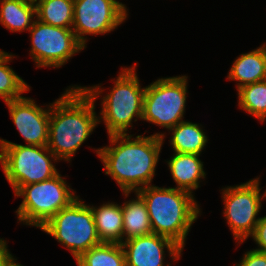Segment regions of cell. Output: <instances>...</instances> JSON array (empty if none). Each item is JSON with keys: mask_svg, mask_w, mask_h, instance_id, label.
Masks as SVG:
<instances>
[{"mask_svg": "<svg viewBox=\"0 0 266 266\" xmlns=\"http://www.w3.org/2000/svg\"><path fill=\"white\" fill-rule=\"evenodd\" d=\"M202 125L188 120L181 121L168 130L169 144L175 153L202 155L208 143V135Z\"/></svg>", "mask_w": 266, "mask_h": 266, "instance_id": "obj_17", "label": "cell"}, {"mask_svg": "<svg viewBox=\"0 0 266 266\" xmlns=\"http://www.w3.org/2000/svg\"><path fill=\"white\" fill-rule=\"evenodd\" d=\"M16 256H13L7 263L5 266H24L22 264H20L19 262H17V258H15Z\"/></svg>", "mask_w": 266, "mask_h": 266, "instance_id": "obj_27", "label": "cell"}, {"mask_svg": "<svg viewBox=\"0 0 266 266\" xmlns=\"http://www.w3.org/2000/svg\"><path fill=\"white\" fill-rule=\"evenodd\" d=\"M188 76L157 78L146 85L142 120L167 131L181 121L186 113Z\"/></svg>", "mask_w": 266, "mask_h": 266, "instance_id": "obj_8", "label": "cell"}, {"mask_svg": "<svg viewBox=\"0 0 266 266\" xmlns=\"http://www.w3.org/2000/svg\"><path fill=\"white\" fill-rule=\"evenodd\" d=\"M136 67V63L132 67L121 66L116 79H111L113 87L105 95L101 83L82 86L95 101L101 97L98 120L99 124L104 123L108 136L129 134L134 126L132 122L142 120L146 86H141Z\"/></svg>", "mask_w": 266, "mask_h": 266, "instance_id": "obj_4", "label": "cell"}, {"mask_svg": "<svg viewBox=\"0 0 266 266\" xmlns=\"http://www.w3.org/2000/svg\"><path fill=\"white\" fill-rule=\"evenodd\" d=\"M74 190L60 173L48 180L19 187L14 192L15 197L23 198L15 211L18 224L40 229L79 197Z\"/></svg>", "mask_w": 266, "mask_h": 266, "instance_id": "obj_5", "label": "cell"}, {"mask_svg": "<svg viewBox=\"0 0 266 266\" xmlns=\"http://www.w3.org/2000/svg\"><path fill=\"white\" fill-rule=\"evenodd\" d=\"M262 46L264 47L265 51H266V42L262 44Z\"/></svg>", "mask_w": 266, "mask_h": 266, "instance_id": "obj_28", "label": "cell"}, {"mask_svg": "<svg viewBox=\"0 0 266 266\" xmlns=\"http://www.w3.org/2000/svg\"><path fill=\"white\" fill-rule=\"evenodd\" d=\"M237 96L238 108L262 123L266 121V80L241 87Z\"/></svg>", "mask_w": 266, "mask_h": 266, "instance_id": "obj_23", "label": "cell"}, {"mask_svg": "<svg viewBox=\"0 0 266 266\" xmlns=\"http://www.w3.org/2000/svg\"><path fill=\"white\" fill-rule=\"evenodd\" d=\"M30 33L29 55L36 68H60L86 49L72 29L51 26L35 19Z\"/></svg>", "mask_w": 266, "mask_h": 266, "instance_id": "obj_10", "label": "cell"}, {"mask_svg": "<svg viewBox=\"0 0 266 266\" xmlns=\"http://www.w3.org/2000/svg\"><path fill=\"white\" fill-rule=\"evenodd\" d=\"M13 256L8 249L7 240L0 237V266H5Z\"/></svg>", "mask_w": 266, "mask_h": 266, "instance_id": "obj_26", "label": "cell"}, {"mask_svg": "<svg viewBox=\"0 0 266 266\" xmlns=\"http://www.w3.org/2000/svg\"><path fill=\"white\" fill-rule=\"evenodd\" d=\"M257 244L254 250L266 253V215L260 217L253 233L249 236Z\"/></svg>", "mask_w": 266, "mask_h": 266, "instance_id": "obj_24", "label": "cell"}, {"mask_svg": "<svg viewBox=\"0 0 266 266\" xmlns=\"http://www.w3.org/2000/svg\"><path fill=\"white\" fill-rule=\"evenodd\" d=\"M235 266H266V253L251 249L246 251Z\"/></svg>", "mask_w": 266, "mask_h": 266, "instance_id": "obj_25", "label": "cell"}, {"mask_svg": "<svg viewBox=\"0 0 266 266\" xmlns=\"http://www.w3.org/2000/svg\"><path fill=\"white\" fill-rule=\"evenodd\" d=\"M134 193L135 199L122 204L123 242L153 233L146 204L137 192Z\"/></svg>", "mask_w": 266, "mask_h": 266, "instance_id": "obj_19", "label": "cell"}, {"mask_svg": "<svg viewBox=\"0 0 266 266\" xmlns=\"http://www.w3.org/2000/svg\"><path fill=\"white\" fill-rule=\"evenodd\" d=\"M129 11L119 0H74L72 30L86 48L87 35L113 32L127 20Z\"/></svg>", "mask_w": 266, "mask_h": 266, "instance_id": "obj_11", "label": "cell"}, {"mask_svg": "<svg viewBox=\"0 0 266 266\" xmlns=\"http://www.w3.org/2000/svg\"><path fill=\"white\" fill-rule=\"evenodd\" d=\"M94 223L102 243H123L122 204L108 201L99 206L91 205Z\"/></svg>", "mask_w": 266, "mask_h": 266, "instance_id": "obj_16", "label": "cell"}, {"mask_svg": "<svg viewBox=\"0 0 266 266\" xmlns=\"http://www.w3.org/2000/svg\"><path fill=\"white\" fill-rule=\"evenodd\" d=\"M15 56L0 49V98L4 102L22 98L23 93L31 89V86L9 65L14 58H17Z\"/></svg>", "mask_w": 266, "mask_h": 266, "instance_id": "obj_21", "label": "cell"}, {"mask_svg": "<svg viewBox=\"0 0 266 266\" xmlns=\"http://www.w3.org/2000/svg\"><path fill=\"white\" fill-rule=\"evenodd\" d=\"M35 19L34 0H0V24L8 31H29Z\"/></svg>", "mask_w": 266, "mask_h": 266, "instance_id": "obj_18", "label": "cell"}, {"mask_svg": "<svg viewBox=\"0 0 266 266\" xmlns=\"http://www.w3.org/2000/svg\"><path fill=\"white\" fill-rule=\"evenodd\" d=\"M9 115L26 145L47 146L50 103L40 106L33 98L25 97L5 102Z\"/></svg>", "mask_w": 266, "mask_h": 266, "instance_id": "obj_12", "label": "cell"}, {"mask_svg": "<svg viewBox=\"0 0 266 266\" xmlns=\"http://www.w3.org/2000/svg\"><path fill=\"white\" fill-rule=\"evenodd\" d=\"M137 193L146 204L153 233L171 239L184 250L192 225L202 215L195 195L154 184Z\"/></svg>", "mask_w": 266, "mask_h": 266, "instance_id": "obj_3", "label": "cell"}, {"mask_svg": "<svg viewBox=\"0 0 266 266\" xmlns=\"http://www.w3.org/2000/svg\"><path fill=\"white\" fill-rule=\"evenodd\" d=\"M75 261L77 266H126L123 247L116 243H101Z\"/></svg>", "mask_w": 266, "mask_h": 266, "instance_id": "obj_22", "label": "cell"}, {"mask_svg": "<svg viewBox=\"0 0 266 266\" xmlns=\"http://www.w3.org/2000/svg\"><path fill=\"white\" fill-rule=\"evenodd\" d=\"M121 134L108 136L109 144L92 148L103 163L104 173L115 180L122 194H129L153 185L156 167L162 152L166 132L149 136Z\"/></svg>", "mask_w": 266, "mask_h": 266, "instance_id": "obj_1", "label": "cell"}, {"mask_svg": "<svg viewBox=\"0 0 266 266\" xmlns=\"http://www.w3.org/2000/svg\"><path fill=\"white\" fill-rule=\"evenodd\" d=\"M50 103L48 149L60 160L73 156L99 125L96 101L80 85L67 86Z\"/></svg>", "mask_w": 266, "mask_h": 266, "instance_id": "obj_2", "label": "cell"}, {"mask_svg": "<svg viewBox=\"0 0 266 266\" xmlns=\"http://www.w3.org/2000/svg\"><path fill=\"white\" fill-rule=\"evenodd\" d=\"M260 183L259 176L220 190L224 204L222 214L238 246L248 240L260 219L262 201L266 199V191H261Z\"/></svg>", "mask_w": 266, "mask_h": 266, "instance_id": "obj_9", "label": "cell"}, {"mask_svg": "<svg viewBox=\"0 0 266 266\" xmlns=\"http://www.w3.org/2000/svg\"><path fill=\"white\" fill-rule=\"evenodd\" d=\"M40 229L67 248L75 260L102 243L97 235L91 204H85L80 196Z\"/></svg>", "mask_w": 266, "mask_h": 266, "instance_id": "obj_7", "label": "cell"}, {"mask_svg": "<svg viewBox=\"0 0 266 266\" xmlns=\"http://www.w3.org/2000/svg\"><path fill=\"white\" fill-rule=\"evenodd\" d=\"M36 19L51 26L72 29L74 0H34Z\"/></svg>", "mask_w": 266, "mask_h": 266, "instance_id": "obj_20", "label": "cell"}, {"mask_svg": "<svg viewBox=\"0 0 266 266\" xmlns=\"http://www.w3.org/2000/svg\"><path fill=\"white\" fill-rule=\"evenodd\" d=\"M201 155L175 153L170 159L165 160L168 170L176 183L175 188L185 190L194 195V190L201 187L202 179H206L204 162Z\"/></svg>", "mask_w": 266, "mask_h": 266, "instance_id": "obj_14", "label": "cell"}, {"mask_svg": "<svg viewBox=\"0 0 266 266\" xmlns=\"http://www.w3.org/2000/svg\"><path fill=\"white\" fill-rule=\"evenodd\" d=\"M121 246L126 266H171L172 261L181 260L183 255V249L174 241L155 233L124 241ZM166 256L172 260L167 264L164 262Z\"/></svg>", "mask_w": 266, "mask_h": 266, "instance_id": "obj_13", "label": "cell"}, {"mask_svg": "<svg viewBox=\"0 0 266 266\" xmlns=\"http://www.w3.org/2000/svg\"><path fill=\"white\" fill-rule=\"evenodd\" d=\"M227 80L236 81V90L266 80V51L262 45L248 53H242L228 71Z\"/></svg>", "mask_w": 266, "mask_h": 266, "instance_id": "obj_15", "label": "cell"}, {"mask_svg": "<svg viewBox=\"0 0 266 266\" xmlns=\"http://www.w3.org/2000/svg\"><path fill=\"white\" fill-rule=\"evenodd\" d=\"M58 161L47 146L17 144L0 138V166L14 192L57 175Z\"/></svg>", "mask_w": 266, "mask_h": 266, "instance_id": "obj_6", "label": "cell"}]
</instances>
